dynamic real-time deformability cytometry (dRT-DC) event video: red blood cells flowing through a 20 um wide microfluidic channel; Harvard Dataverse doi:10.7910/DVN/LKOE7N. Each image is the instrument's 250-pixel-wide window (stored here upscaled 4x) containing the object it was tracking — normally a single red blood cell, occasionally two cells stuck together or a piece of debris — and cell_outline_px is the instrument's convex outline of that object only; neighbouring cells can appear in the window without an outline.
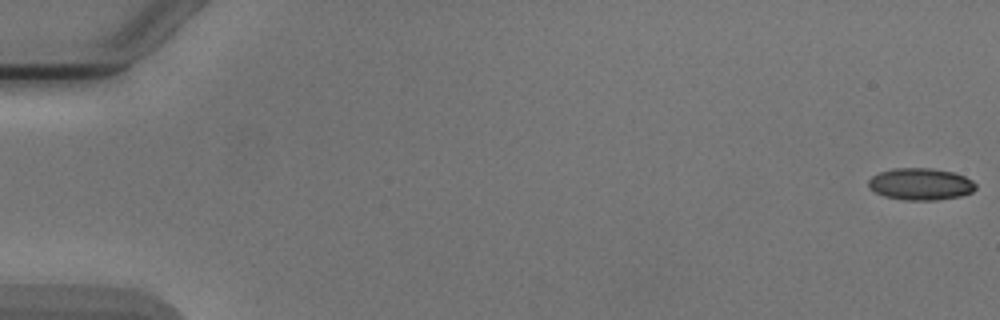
{"species": "Egyptian fruit bat (a non-hibernating species)", "species_latin": "Rousettus aegyptiacus", "temperature_condition": "cold", "stored_images_in_passage": 7, "camera_frame_rate_fps": 3000, "um_per_image_px": 0.085, "animal": {"sex": "male"}, "frame": {"image": 1, "passage_image": 1, "time_ms": 0.0, "image_size_px": [1000, 320], "cell_outline_px": [[976, 188], [972, 192], [960, 196], [936, 200], [908, 200], [884, 196], [868, 188], [868, 180], [872, 176], [880, 172], [892, 168], [932, 168], [952, 172], [964, 176], [972, 180], [976, 184]], "centroid_in_image_um": [78.24, 15.64], "position_along_channel_um": 6.8, "area_um2": 19.94}}
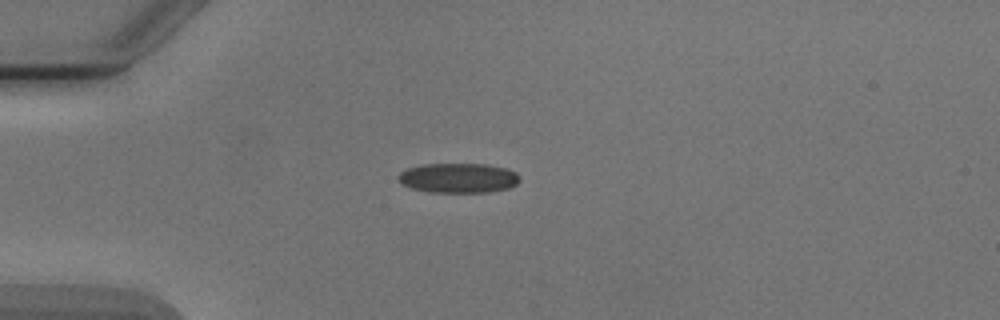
{"frame": {"image": 2, "passage_image": 5, "time_ms": 4.667, "image_size_px": [1000, 320], "cell_outline_px": [[520, 180], [516, 184], [508, 188], [488, 192], [428, 192], [412, 188], [404, 184], [396, 176], [400, 172], [408, 168], [420, 164], [488, 164], [508, 168], [516, 172], [520, 176]], "centroid_in_image_um": [38.99, 15.12], "position_along_channel_um": 46.0, "area_um2": 21.15}}
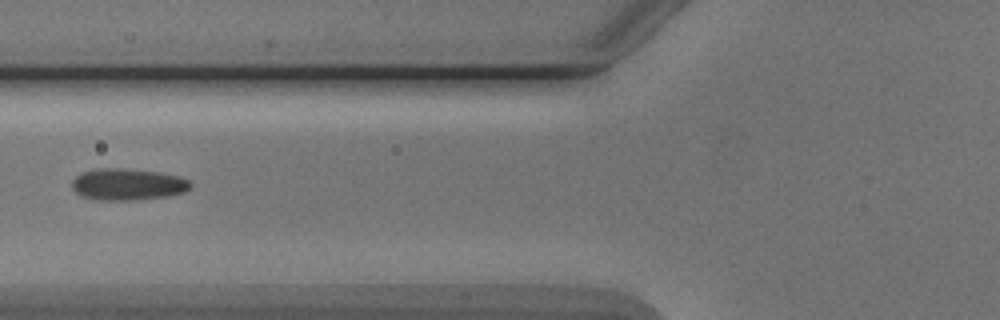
{"frame": {"image": 3, "passage_image": 7, "time_ms": 7.0, "image_size_px": [1000, 320], "cell_outline_px": [[192, 184], [184, 192], [168, 196], [132, 200], [100, 200], [84, 196], [76, 192], [72, 188], [72, 180], [76, 176], [84, 172], [104, 168], [116, 168], [160, 172], [180, 176], [188, 180]], "centroid_in_image_um": [10.88, 15.67], "position_along_channel_um": 114.9, "area_um2": 21.56}}